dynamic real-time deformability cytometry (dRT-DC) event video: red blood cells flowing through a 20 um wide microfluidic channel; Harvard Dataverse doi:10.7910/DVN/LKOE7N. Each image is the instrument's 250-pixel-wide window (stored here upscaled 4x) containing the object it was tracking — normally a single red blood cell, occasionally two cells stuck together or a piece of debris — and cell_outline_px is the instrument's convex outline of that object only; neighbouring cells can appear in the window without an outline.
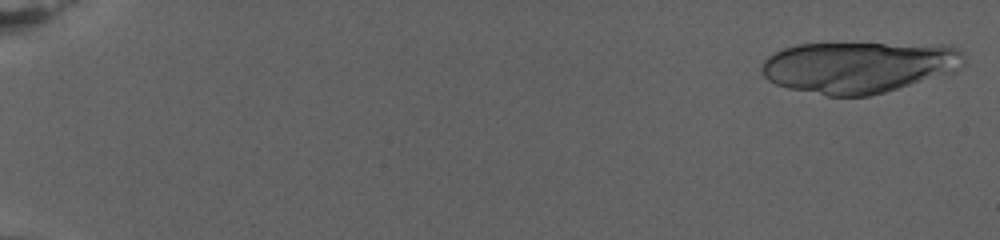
{"species": "human", "species_latin": "Homo sapiens", "temperature_condition": "warm", "stored_images_in_passage": 31, "camera_frame_rate_fps": 3000, "um_per_image_px": 0.085, "donor": {"sex": "female"}, "frame": {"image": 1, "passage_image": 2, "time_ms": 0.333, "image_size_px": [1000, 240], "cell_outline_px": [[964, 64], [960, 68], [952, 72], [884, 92], [868, 96], [828, 96], [788, 88], [776, 84], [768, 80], [760, 72], [760, 68], [764, 60], [768, 56], [784, 48], [796, 44], [944, 44], [956, 48], [964, 52]], "centroid_in_image_um": [72.98, 5.69], "position_along_channel_um": 12.0, "area_um2": 60.57}}